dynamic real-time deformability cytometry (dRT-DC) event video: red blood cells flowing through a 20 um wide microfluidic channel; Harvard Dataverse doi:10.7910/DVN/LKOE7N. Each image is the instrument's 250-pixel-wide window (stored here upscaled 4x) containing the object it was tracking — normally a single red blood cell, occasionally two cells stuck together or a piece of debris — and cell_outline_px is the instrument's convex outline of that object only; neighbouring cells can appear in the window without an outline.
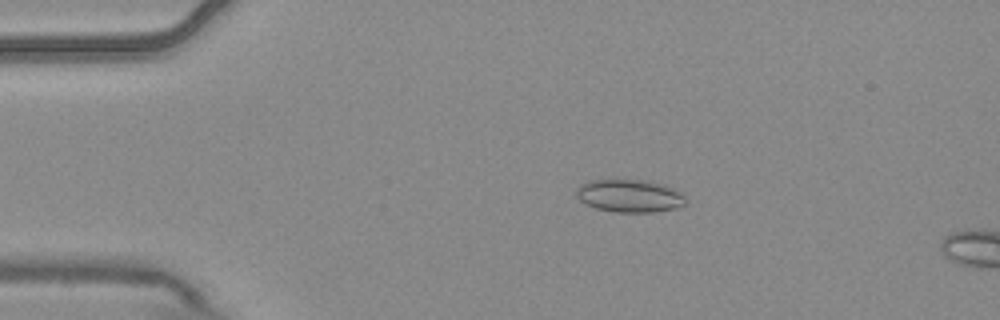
{"species": "common noctule bat (a hibernating species)", "species_latin": "Nyctalus noctula", "temperature_condition": "warm", "stored_images_in_passage": 3, "camera_frame_rate_fps": 3000, "um_per_image_px": 0.085, "animal": {"sex": "male", "body_mass_g": 20.4}, "frame": {"image": 1, "passage_image": 1, "time_ms": 0.0, "image_size_px": [1000, 320], "cell_outline_px": [[684, 204], [676, 208], [656, 212], [616, 212], [596, 208], [584, 204], [576, 196], [576, 188], [580, 184], [588, 180], [644, 180], [664, 184], [680, 192], [684, 196]], "centroid_in_image_um": [53.47, 16.64], "position_along_channel_um": 31.5, "area_um2": 20.92}}